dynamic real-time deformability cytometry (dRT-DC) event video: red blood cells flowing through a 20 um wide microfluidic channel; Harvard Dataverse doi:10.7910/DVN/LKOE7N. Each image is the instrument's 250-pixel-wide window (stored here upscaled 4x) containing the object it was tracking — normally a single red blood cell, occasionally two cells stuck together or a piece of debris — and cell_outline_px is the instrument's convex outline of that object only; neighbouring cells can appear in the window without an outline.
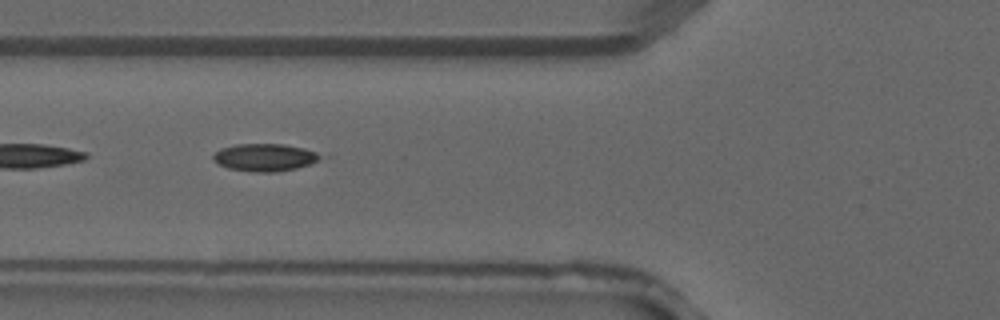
{"species": "common noctule bat (a hibernating species)", "species_latin": "Nyctalus noctula", "temperature_condition": "warm", "stored_images_in_passage": 4, "camera_frame_rate_fps": 3000, "um_per_image_px": 0.085, "animal": {"sex": "male", "forearm_length_mm": 52.5}, "frame": {"image": 1, "passage_image": 4, "time_ms": 1.0, "image_size_px": [1000, 320], "cell_outline_px": [[320, 156], [316, 160], [308, 164], [296, 168], [276, 172], [252, 172], [228, 168], [212, 160], [212, 156], [220, 148], [236, 144], [284, 144], [304, 148], [316, 152]], "centroid_in_image_um": [22.44, 13.37], "position_along_channel_um": 103.4, "area_um2": 16.99}}